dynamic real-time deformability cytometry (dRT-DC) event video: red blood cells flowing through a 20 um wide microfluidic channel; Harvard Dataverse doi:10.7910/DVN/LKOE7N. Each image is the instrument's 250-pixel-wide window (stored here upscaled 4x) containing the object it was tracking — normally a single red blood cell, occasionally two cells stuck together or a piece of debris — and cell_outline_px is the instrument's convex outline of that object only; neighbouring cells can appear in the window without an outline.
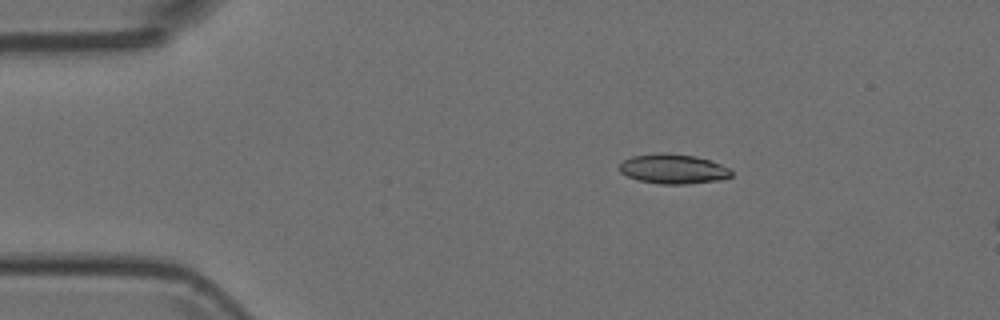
{"species": "Egyptian fruit bat (a non-hibernating species)", "species_latin": "Rousettus aegyptiacus", "temperature_condition": "room temperature", "stored_images_in_passage": 5, "camera_frame_rate_fps": 3000, "um_per_image_px": 0.085, "animal": {"sex": "female"}, "frame": {"image": 1, "passage_image": 2, "time_ms": 0.333, "image_size_px": [1000, 320], "cell_outline_px": [[732, 176], [720, 180], [688, 184], [660, 184], [636, 180], [620, 172], [620, 164], [624, 160], [632, 156], [664, 152], [696, 156], [720, 164], [728, 168], [732, 172]], "centroid_in_image_um": [57.22, 14.36], "position_along_channel_um": 27.8, "area_um2": 19.36}}
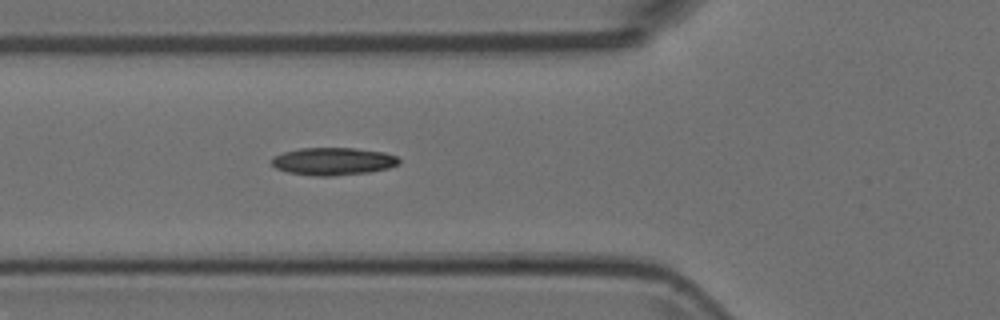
{"frame": {"image": 2, "passage_image": 5, "time_ms": 1.333, "image_size_px": [1000, 320], "cell_outline_px": [[400, 164], [388, 168], [368, 172], [332, 176], [316, 176], [288, 172], [276, 168], [272, 164], [272, 156], [284, 152], [300, 148], [352, 148], [384, 152], [396, 156], [400, 160]], "centroid_in_image_um": [28.32, 13.71], "position_along_channel_um": 97.5, "area_um2": 20.4}}